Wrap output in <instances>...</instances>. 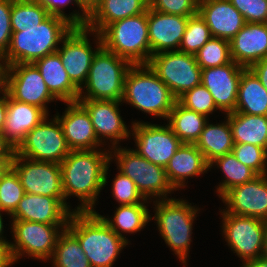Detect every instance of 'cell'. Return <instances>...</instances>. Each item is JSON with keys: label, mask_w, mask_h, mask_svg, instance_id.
<instances>
[{"label": "cell", "mask_w": 267, "mask_h": 267, "mask_svg": "<svg viewBox=\"0 0 267 267\" xmlns=\"http://www.w3.org/2000/svg\"><path fill=\"white\" fill-rule=\"evenodd\" d=\"M110 164V149L105 148L73 150L60 163L65 201L75 196L81 202L74 211L95 210L97 198L108 183Z\"/></svg>", "instance_id": "cell-1"}, {"label": "cell", "mask_w": 267, "mask_h": 267, "mask_svg": "<svg viewBox=\"0 0 267 267\" xmlns=\"http://www.w3.org/2000/svg\"><path fill=\"white\" fill-rule=\"evenodd\" d=\"M74 26L65 18L50 14L36 27L12 28L10 45L2 56L6 66L31 63L57 52L62 39Z\"/></svg>", "instance_id": "cell-2"}, {"label": "cell", "mask_w": 267, "mask_h": 267, "mask_svg": "<svg viewBox=\"0 0 267 267\" xmlns=\"http://www.w3.org/2000/svg\"><path fill=\"white\" fill-rule=\"evenodd\" d=\"M67 228L77 237L91 267H113L118 255L129 244L96 210L72 212Z\"/></svg>", "instance_id": "cell-3"}, {"label": "cell", "mask_w": 267, "mask_h": 267, "mask_svg": "<svg viewBox=\"0 0 267 267\" xmlns=\"http://www.w3.org/2000/svg\"><path fill=\"white\" fill-rule=\"evenodd\" d=\"M121 101L167 120L177 99L148 64H137L132 65L126 74Z\"/></svg>", "instance_id": "cell-4"}, {"label": "cell", "mask_w": 267, "mask_h": 267, "mask_svg": "<svg viewBox=\"0 0 267 267\" xmlns=\"http://www.w3.org/2000/svg\"><path fill=\"white\" fill-rule=\"evenodd\" d=\"M153 203L155 214L151 220L157 223L164 242L186 267L192 242L193 223L200 208L192 206L183 198L153 200Z\"/></svg>", "instance_id": "cell-5"}, {"label": "cell", "mask_w": 267, "mask_h": 267, "mask_svg": "<svg viewBox=\"0 0 267 267\" xmlns=\"http://www.w3.org/2000/svg\"><path fill=\"white\" fill-rule=\"evenodd\" d=\"M100 36L106 50L132 65L147 64L152 56L147 11L109 24Z\"/></svg>", "instance_id": "cell-6"}, {"label": "cell", "mask_w": 267, "mask_h": 267, "mask_svg": "<svg viewBox=\"0 0 267 267\" xmlns=\"http://www.w3.org/2000/svg\"><path fill=\"white\" fill-rule=\"evenodd\" d=\"M131 66L127 60L102 46L93 57L86 82L79 90L78 100L121 101L125 77Z\"/></svg>", "instance_id": "cell-7"}, {"label": "cell", "mask_w": 267, "mask_h": 267, "mask_svg": "<svg viewBox=\"0 0 267 267\" xmlns=\"http://www.w3.org/2000/svg\"><path fill=\"white\" fill-rule=\"evenodd\" d=\"M115 157V158H114ZM116 161L118 171L128 176L145 199H170L177 191L170 183L164 167L151 163L133 149L121 145L110 148V161Z\"/></svg>", "instance_id": "cell-8"}, {"label": "cell", "mask_w": 267, "mask_h": 267, "mask_svg": "<svg viewBox=\"0 0 267 267\" xmlns=\"http://www.w3.org/2000/svg\"><path fill=\"white\" fill-rule=\"evenodd\" d=\"M12 221V222H11ZM13 242H10L15 261L26 255L31 259L50 260L60 233L67 224H45L34 221L11 220ZM21 257V258H20Z\"/></svg>", "instance_id": "cell-9"}, {"label": "cell", "mask_w": 267, "mask_h": 267, "mask_svg": "<svg viewBox=\"0 0 267 267\" xmlns=\"http://www.w3.org/2000/svg\"><path fill=\"white\" fill-rule=\"evenodd\" d=\"M147 64L176 99L201 84L202 69L193 54L181 51L161 52L152 55Z\"/></svg>", "instance_id": "cell-10"}, {"label": "cell", "mask_w": 267, "mask_h": 267, "mask_svg": "<svg viewBox=\"0 0 267 267\" xmlns=\"http://www.w3.org/2000/svg\"><path fill=\"white\" fill-rule=\"evenodd\" d=\"M71 152L58 119L48 116L15 148V154L36 161L60 164Z\"/></svg>", "instance_id": "cell-11"}, {"label": "cell", "mask_w": 267, "mask_h": 267, "mask_svg": "<svg viewBox=\"0 0 267 267\" xmlns=\"http://www.w3.org/2000/svg\"><path fill=\"white\" fill-rule=\"evenodd\" d=\"M222 215V233L229 248L242 263L262 256L266 221L227 212Z\"/></svg>", "instance_id": "cell-12"}, {"label": "cell", "mask_w": 267, "mask_h": 267, "mask_svg": "<svg viewBox=\"0 0 267 267\" xmlns=\"http://www.w3.org/2000/svg\"><path fill=\"white\" fill-rule=\"evenodd\" d=\"M89 34H95V49L90 44ZM61 43L57 52L70 80L80 89L86 82L94 55L102 47L101 36L86 27H73Z\"/></svg>", "instance_id": "cell-13"}, {"label": "cell", "mask_w": 267, "mask_h": 267, "mask_svg": "<svg viewBox=\"0 0 267 267\" xmlns=\"http://www.w3.org/2000/svg\"><path fill=\"white\" fill-rule=\"evenodd\" d=\"M5 91L12 99L39 107L47 115L46 104L58 101L48 90L40 71L31 63L6 66Z\"/></svg>", "instance_id": "cell-14"}, {"label": "cell", "mask_w": 267, "mask_h": 267, "mask_svg": "<svg viewBox=\"0 0 267 267\" xmlns=\"http://www.w3.org/2000/svg\"><path fill=\"white\" fill-rule=\"evenodd\" d=\"M131 136L134 137L135 150L140 156L153 164L166 167L182 145L167 123L164 125L152 124L144 121L132 122Z\"/></svg>", "instance_id": "cell-15"}, {"label": "cell", "mask_w": 267, "mask_h": 267, "mask_svg": "<svg viewBox=\"0 0 267 267\" xmlns=\"http://www.w3.org/2000/svg\"><path fill=\"white\" fill-rule=\"evenodd\" d=\"M11 167L17 172L25 193L45 195L65 201L60 164L36 161L14 153Z\"/></svg>", "instance_id": "cell-16"}, {"label": "cell", "mask_w": 267, "mask_h": 267, "mask_svg": "<svg viewBox=\"0 0 267 267\" xmlns=\"http://www.w3.org/2000/svg\"><path fill=\"white\" fill-rule=\"evenodd\" d=\"M220 198L227 206L220 212L267 221V174L229 189Z\"/></svg>", "instance_id": "cell-17"}, {"label": "cell", "mask_w": 267, "mask_h": 267, "mask_svg": "<svg viewBox=\"0 0 267 267\" xmlns=\"http://www.w3.org/2000/svg\"><path fill=\"white\" fill-rule=\"evenodd\" d=\"M78 102L89 113L95 134L102 144L109 139V146L113 148L119 146L121 140L131 138V130L120 116L119 105L122 101L88 99Z\"/></svg>", "instance_id": "cell-18"}, {"label": "cell", "mask_w": 267, "mask_h": 267, "mask_svg": "<svg viewBox=\"0 0 267 267\" xmlns=\"http://www.w3.org/2000/svg\"><path fill=\"white\" fill-rule=\"evenodd\" d=\"M245 69L234 61L202 69L201 84L208 89L219 111L225 114L235 111L241 74Z\"/></svg>", "instance_id": "cell-19"}, {"label": "cell", "mask_w": 267, "mask_h": 267, "mask_svg": "<svg viewBox=\"0 0 267 267\" xmlns=\"http://www.w3.org/2000/svg\"><path fill=\"white\" fill-rule=\"evenodd\" d=\"M67 108L60 116L55 114L58 119L63 135L71 151L73 150H93L101 149L102 144L94 131L89 113L79 102H68ZM100 146V147H99Z\"/></svg>", "instance_id": "cell-20"}, {"label": "cell", "mask_w": 267, "mask_h": 267, "mask_svg": "<svg viewBox=\"0 0 267 267\" xmlns=\"http://www.w3.org/2000/svg\"><path fill=\"white\" fill-rule=\"evenodd\" d=\"M189 17L191 16L164 14L148 8L147 23L152 55L179 51Z\"/></svg>", "instance_id": "cell-21"}, {"label": "cell", "mask_w": 267, "mask_h": 267, "mask_svg": "<svg viewBox=\"0 0 267 267\" xmlns=\"http://www.w3.org/2000/svg\"><path fill=\"white\" fill-rule=\"evenodd\" d=\"M74 209L61 199L25 193L16 210L10 215L12 220L34 221L45 224H68Z\"/></svg>", "instance_id": "cell-22"}, {"label": "cell", "mask_w": 267, "mask_h": 267, "mask_svg": "<svg viewBox=\"0 0 267 267\" xmlns=\"http://www.w3.org/2000/svg\"><path fill=\"white\" fill-rule=\"evenodd\" d=\"M197 13L209 27L212 37L230 41L246 24L229 0H199Z\"/></svg>", "instance_id": "cell-23"}, {"label": "cell", "mask_w": 267, "mask_h": 267, "mask_svg": "<svg viewBox=\"0 0 267 267\" xmlns=\"http://www.w3.org/2000/svg\"><path fill=\"white\" fill-rule=\"evenodd\" d=\"M229 43L232 61L249 68L267 58V23H246Z\"/></svg>", "instance_id": "cell-24"}, {"label": "cell", "mask_w": 267, "mask_h": 267, "mask_svg": "<svg viewBox=\"0 0 267 267\" xmlns=\"http://www.w3.org/2000/svg\"><path fill=\"white\" fill-rule=\"evenodd\" d=\"M47 116L49 115L41 108L18 102L8 95L7 115L2 134L15 149L25 136Z\"/></svg>", "instance_id": "cell-25"}, {"label": "cell", "mask_w": 267, "mask_h": 267, "mask_svg": "<svg viewBox=\"0 0 267 267\" xmlns=\"http://www.w3.org/2000/svg\"><path fill=\"white\" fill-rule=\"evenodd\" d=\"M165 170L170 183L176 190H180L186 187V179L207 173L209 164L195 144L182 143Z\"/></svg>", "instance_id": "cell-26"}, {"label": "cell", "mask_w": 267, "mask_h": 267, "mask_svg": "<svg viewBox=\"0 0 267 267\" xmlns=\"http://www.w3.org/2000/svg\"><path fill=\"white\" fill-rule=\"evenodd\" d=\"M40 71L50 93L64 103L78 102L79 88L70 80L58 52L51 53L33 63Z\"/></svg>", "instance_id": "cell-27"}, {"label": "cell", "mask_w": 267, "mask_h": 267, "mask_svg": "<svg viewBox=\"0 0 267 267\" xmlns=\"http://www.w3.org/2000/svg\"><path fill=\"white\" fill-rule=\"evenodd\" d=\"M149 0H101L89 13L86 28L101 33L109 24L144 13Z\"/></svg>", "instance_id": "cell-28"}, {"label": "cell", "mask_w": 267, "mask_h": 267, "mask_svg": "<svg viewBox=\"0 0 267 267\" xmlns=\"http://www.w3.org/2000/svg\"><path fill=\"white\" fill-rule=\"evenodd\" d=\"M234 112L267 116V90L249 68L241 74Z\"/></svg>", "instance_id": "cell-29"}, {"label": "cell", "mask_w": 267, "mask_h": 267, "mask_svg": "<svg viewBox=\"0 0 267 267\" xmlns=\"http://www.w3.org/2000/svg\"><path fill=\"white\" fill-rule=\"evenodd\" d=\"M195 145L208 164L218 157L231 153L234 141L228 118L216 124H211L208 120Z\"/></svg>", "instance_id": "cell-30"}, {"label": "cell", "mask_w": 267, "mask_h": 267, "mask_svg": "<svg viewBox=\"0 0 267 267\" xmlns=\"http://www.w3.org/2000/svg\"><path fill=\"white\" fill-rule=\"evenodd\" d=\"M234 144L250 143L267 150V116L232 112L226 114Z\"/></svg>", "instance_id": "cell-31"}, {"label": "cell", "mask_w": 267, "mask_h": 267, "mask_svg": "<svg viewBox=\"0 0 267 267\" xmlns=\"http://www.w3.org/2000/svg\"><path fill=\"white\" fill-rule=\"evenodd\" d=\"M147 203L131 205H119L114 211L113 219L100 215L108 226L128 243L130 241L123 233L134 234L140 232L151 221L150 211Z\"/></svg>", "instance_id": "cell-32"}, {"label": "cell", "mask_w": 267, "mask_h": 267, "mask_svg": "<svg viewBox=\"0 0 267 267\" xmlns=\"http://www.w3.org/2000/svg\"><path fill=\"white\" fill-rule=\"evenodd\" d=\"M208 120L176 101L166 121L182 143L195 144Z\"/></svg>", "instance_id": "cell-33"}, {"label": "cell", "mask_w": 267, "mask_h": 267, "mask_svg": "<svg viewBox=\"0 0 267 267\" xmlns=\"http://www.w3.org/2000/svg\"><path fill=\"white\" fill-rule=\"evenodd\" d=\"M213 166L220 168L225 179L221 180L222 182L216 187L219 198L229 189L251 181L258 176L250 167L239 162L232 152L216 158L209 164V169L211 170Z\"/></svg>", "instance_id": "cell-34"}, {"label": "cell", "mask_w": 267, "mask_h": 267, "mask_svg": "<svg viewBox=\"0 0 267 267\" xmlns=\"http://www.w3.org/2000/svg\"><path fill=\"white\" fill-rule=\"evenodd\" d=\"M50 261L52 267H91L77 237L68 228L60 233Z\"/></svg>", "instance_id": "cell-35"}, {"label": "cell", "mask_w": 267, "mask_h": 267, "mask_svg": "<svg viewBox=\"0 0 267 267\" xmlns=\"http://www.w3.org/2000/svg\"><path fill=\"white\" fill-rule=\"evenodd\" d=\"M50 13L37 0H11V28L36 27Z\"/></svg>", "instance_id": "cell-36"}, {"label": "cell", "mask_w": 267, "mask_h": 267, "mask_svg": "<svg viewBox=\"0 0 267 267\" xmlns=\"http://www.w3.org/2000/svg\"><path fill=\"white\" fill-rule=\"evenodd\" d=\"M201 69L222 66L232 62L230 43L226 39L211 37L195 54Z\"/></svg>", "instance_id": "cell-37"}, {"label": "cell", "mask_w": 267, "mask_h": 267, "mask_svg": "<svg viewBox=\"0 0 267 267\" xmlns=\"http://www.w3.org/2000/svg\"><path fill=\"white\" fill-rule=\"evenodd\" d=\"M24 195L17 172L10 166L0 179V210L10 216Z\"/></svg>", "instance_id": "cell-38"}, {"label": "cell", "mask_w": 267, "mask_h": 267, "mask_svg": "<svg viewBox=\"0 0 267 267\" xmlns=\"http://www.w3.org/2000/svg\"><path fill=\"white\" fill-rule=\"evenodd\" d=\"M211 37L209 27L197 13L188 18L179 51L195 55Z\"/></svg>", "instance_id": "cell-39"}, {"label": "cell", "mask_w": 267, "mask_h": 267, "mask_svg": "<svg viewBox=\"0 0 267 267\" xmlns=\"http://www.w3.org/2000/svg\"><path fill=\"white\" fill-rule=\"evenodd\" d=\"M177 101L184 107L197 113L209 116L219 110L208 89L202 84L195 86L191 90L181 95Z\"/></svg>", "instance_id": "cell-40"}, {"label": "cell", "mask_w": 267, "mask_h": 267, "mask_svg": "<svg viewBox=\"0 0 267 267\" xmlns=\"http://www.w3.org/2000/svg\"><path fill=\"white\" fill-rule=\"evenodd\" d=\"M232 153L239 162L250 167L258 175L267 174L266 149L250 143H240L234 144Z\"/></svg>", "instance_id": "cell-41"}, {"label": "cell", "mask_w": 267, "mask_h": 267, "mask_svg": "<svg viewBox=\"0 0 267 267\" xmlns=\"http://www.w3.org/2000/svg\"><path fill=\"white\" fill-rule=\"evenodd\" d=\"M112 197L119 205H131L137 203H150L136 188L135 183L120 171L113 178Z\"/></svg>", "instance_id": "cell-42"}, {"label": "cell", "mask_w": 267, "mask_h": 267, "mask_svg": "<svg viewBox=\"0 0 267 267\" xmlns=\"http://www.w3.org/2000/svg\"><path fill=\"white\" fill-rule=\"evenodd\" d=\"M42 3L52 15H57L68 20L74 27H85L89 13L81 6L78 0H37ZM69 4L77 5L78 11H72L69 15L64 12Z\"/></svg>", "instance_id": "cell-43"}, {"label": "cell", "mask_w": 267, "mask_h": 267, "mask_svg": "<svg viewBox=\"0 0 267 267\" xmlns=\"http://www.w3.org/2000/svg\"><path fill=\"white\" fill-rule=\"evenodd\" d=\"M199 0H149V7L164 14L194 16Z\"/></svg>", "instance_id": "cell-44"}, {"label": "cell", "mask_w": 267, "mask_h": 267, "mask_svg": "<svg viewBox=\"0 0 267 267\" xmlns=\"http://www.w3.org/2000/svg\"><path fill=\"white\" fill-rule=\"evenodd\" d=\"M246 23H267V0H229Z\"/></svg>", "instance_id": "cell-45"}, {"label": "cell", "mask_w": 267, "mask_h": 267, "mask_svg": "<svg viewBox=\"0 0 267 267\" xmlns=\"http://www.w3.org/2000/svg\"><path fill=\"white\" fill-rule=\"evenodd\" d=\"M10 16L11 0H0V56L8 50L13 33Z\"/></svg>", "instance_id": "cell-46"}, {"label": "cell", "mask_w": 267, "mask_h": 267, "mask_svg": "<svg viewBox=\"0 0 267 267\" xmlns=\"http://www.w3.org/2000/svg\"><path fill=\"white\" fill-rule=\"evenodd\" d=\"M15 262L10 242L0 241V267H10Z\"/></svg>", "instance_id": "cell-47"}, {"label": "cell", "mask_w": 267, "mask_h": 267, "mask_svg": "<svg viewBox=\"0 0 267 267\" xmlns=\"http://www.w3.org/2000/svg\"><path fill=\"white\" fill-rule=\"evenodd\" d=\"M249 69L256 75L260 83L267 90V58L255 62Z\"/></svg>", "instance_id": "cell-48"}, {"label": "cell", "mask_w": 267, "mask_h": 267, "mask_svg": "<svg viewBox=\"0 0 267 267\" xmlns=\"http://www.w3.org/2000/svg\"><path fill=\"white\" fill-rule=\"evenodd\" d=\"M14 153L13 146L5 139L3 134H0V158H13Z\"/></svg>", "instance_id": "cell-49"}, {"label": "cell", "mask_w": 267, "mask_h": 267, "mask_svg": "<svg viewBox=\"0 0 267 267\" xmlns=\"http://www.w3.org/2000/svg\"><path fill=\"white\" fill-rule=\"evenodd\" d=\"M3 95V96H2ZM8 93L4 90L0 95V134L3 133L4 124L7 115Z\"/></svg>", "instance_id": "cell-50"}, {"label": "cell", "mask_w": 267, "mask_h": 267, "mask_svg": "<svg viewBox=\"0 0 267 267\" xmlns=\"http://www.w3.org/2000/svg\"><path fill=\"white\" fill-rule=\"evenodd\" d=\"M240 267H267V260L260 257L242 263Z\"/></svg>", "instance_id": "cell-51"}, {"label": "cell", "mask_w": 267, "mask_h": 267, "mask_svg": "<svg viewBox=\"0 0 267 267\" xmlns=\"http://www.w3.org/2000/svg\"><path fill=\"white\" fill-rule=\"evenodd\" d=\"M5 72L6 65L3 61L2 56H0V94L5 90Z\"/></svg>", "instance_id": "cell-52"}, {"label": "cell", "mask_w": 267, "mask_h": 267, "mask_svg": "<svg viewBox=\"0 0 267 267\" xmlns=\"http://www.w3.org/2000/svg\"><path fill=\"white\" fill-rule=\"evenodd\" d=\"M81 6L90 13L101 0H78Z\"/></svg>", "instance_id": "cell-53"}, {"label": "cell", "mask_w": 267, "mask_h": 267, "mask_svg": "<svg viewBox=\"0 0 267 267\" xmlns=\"http://www.w3.org/2000/svg\"><path fill=\"white\" fill-rule=\"evenodd\" d=\"M12 158H0V179L11 166Z\"/></svg>", "instance_id": "cell-54"}, {"label": "cell", "mask_w": 267, "mask_h": 267, "mask_svg": "<svg viewBox=\"0 0 267 267\" xmlns=\"http://www.w3.org/2000/svg\"><path fill=\"white\" fill-rule=\"evenodd\" d=\"M1 212H4V211H1L0 210V241H7V239L4 237V235H2L4 233V223H3V216Z\"/></svg>", "instance_id": "cell-55"}, {"label": "cell", "mask_w": 267, "mask_h": 267, "mask_svg": "<svg viewBox=\"0 0 267 267\" xmlns=\"http://www.w3.org/2000/svg\"><path fill=\"white\" fill-rule=\"evenodd\" d=\"M261 257L267 260V221H266V229H265L264 247H263V252H262Z\"/></svg>", "instance_id": "cell-56"}]
</instances>
